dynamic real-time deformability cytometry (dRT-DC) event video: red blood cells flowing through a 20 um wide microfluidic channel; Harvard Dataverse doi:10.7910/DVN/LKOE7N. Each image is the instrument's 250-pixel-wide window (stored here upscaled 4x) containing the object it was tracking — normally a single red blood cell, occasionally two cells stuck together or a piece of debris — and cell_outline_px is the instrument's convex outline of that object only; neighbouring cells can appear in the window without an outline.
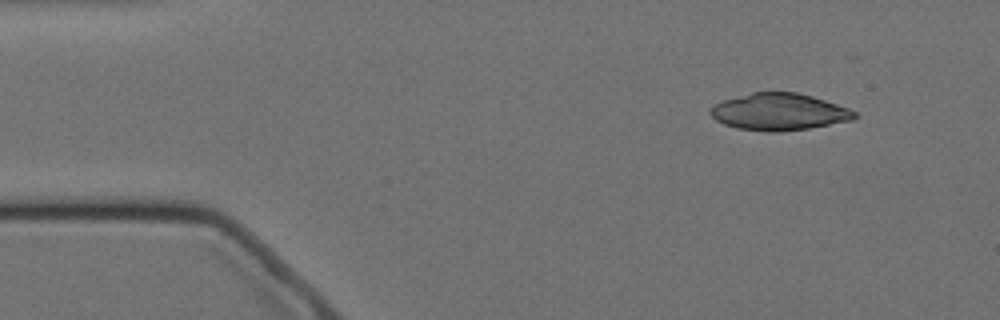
{"species": "Egyptian fruit bat (a non-hibernating species)", "species_latin": "Rousettus aegyptiacus", "temperature_condition": "cold", "stored_images_in_passage": 6, "camera_frame_rate_fps": 3000, "um_per_image_px": 0.085, "animal": {"sex": "female"}, "frame": {"image": 1, "passage_image": 1, "time_ms": 0.0, "image_size_px": [1000, 320], "cell_outline_px": [[860, 116], [852, 120], [808, 128], [780, 132], [768, 132], [736, 128], [724, 124], [716, 120], [708, 112], [720, 100], [752, 92], [796, 92], [812, 96], [848, 108], [856, 112]], "centroid_in_image_um": [66.21, 9.51], "position_along_channel_um": 18.8, "area_um2": 31.04}}
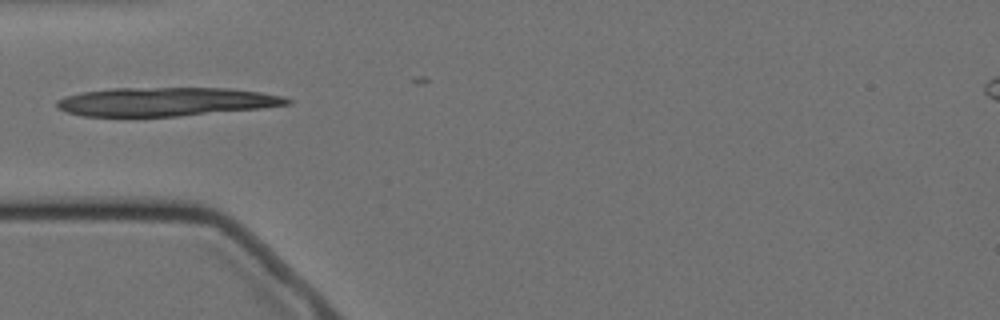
{"frame": {"image": 2, "passage_image": 4, "time_ms": 3.667, "image_size_px": [1000, 320], "cell_outline_px": [[292, 104], [260, 108], [180, 116], [84, 116], [64, 112], [56, 108], [56, 100], [64, 96], [80, 92], [112, 88], [228, 88], [260, 92], [284, 96], [292, 100]], "centroid_in_image_um": [14.06, 8.64], "position_along_channel_um": 70.9, "area_um2": 38.67}}
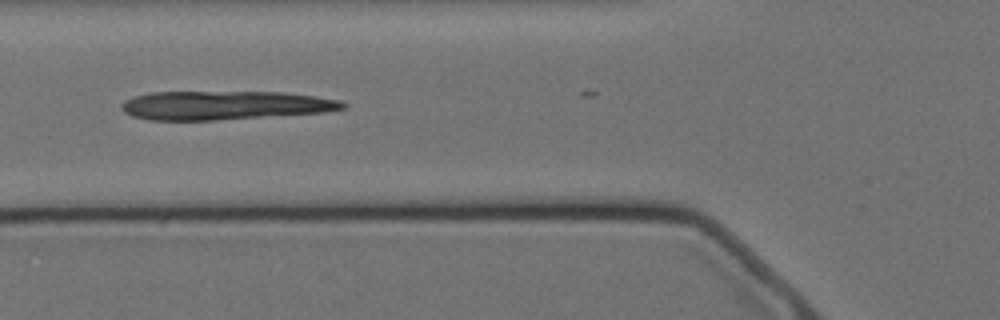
{"frame": {"image": 3, "passage_image": 5, "time_ms": 4.667, "image_size_px": [1000, 320], "cell_outline_px": [[348, 108], [324, 112], [216, 120], [148, 120], [132, 116], [124, 112], [120, 108], [120, 104], [124, 100], [136, 96], [152, 92], [280, 92], [316, 96], [340, 100], [348, 104]], "centroid_in_image_um": [19.1, 8.95], "position_along_channel_um": 106.7, "area_um2": 37.22}}